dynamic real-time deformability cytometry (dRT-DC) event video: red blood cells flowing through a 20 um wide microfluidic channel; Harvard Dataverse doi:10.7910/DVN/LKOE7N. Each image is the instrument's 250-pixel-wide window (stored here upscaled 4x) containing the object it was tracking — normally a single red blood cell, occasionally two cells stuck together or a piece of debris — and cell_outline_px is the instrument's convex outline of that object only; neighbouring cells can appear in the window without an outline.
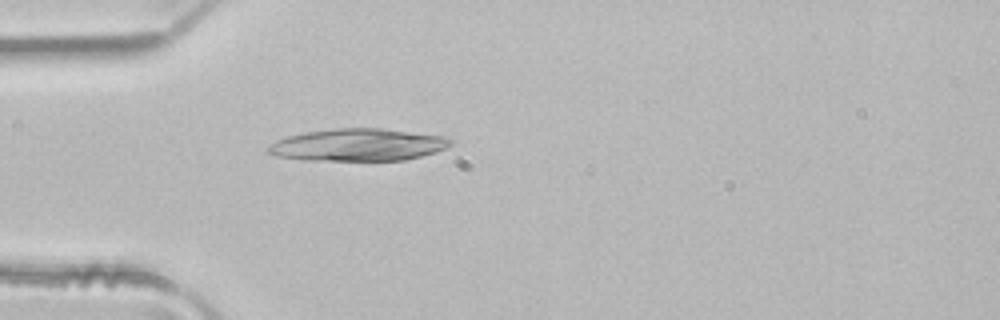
{"species": "common noctule bat (a hibernating species)", "species_latin": "Nyctalus noctula", "temperature_condition": "room temperature", "stored_images_in_passage": 4, "camera_frame_rate_fps": 3000, "um_per_image_px": 0.085, "animal": {"sex": "male", "body_mass_g": 21.5, "forearm_length_mm": 52.0}, "frame": {"image": 1, "passage_image": 4, "time_ms": 1.0, "image_size_px": [1000, 320], "cell_outline_px": [[452, 144], [436, 152], [404, 160], [300, 160], [276, 156], [264, 152], [264, 148], [268, 144], [276, 140], [288, 136], [304, 132], [332, 128], [380, 128], [444, 136], [452, 140]], "centroid_in_image_um": [30.34, 12.31], "position_along_channel_um": 54.7, "area_um2": 34.56}}